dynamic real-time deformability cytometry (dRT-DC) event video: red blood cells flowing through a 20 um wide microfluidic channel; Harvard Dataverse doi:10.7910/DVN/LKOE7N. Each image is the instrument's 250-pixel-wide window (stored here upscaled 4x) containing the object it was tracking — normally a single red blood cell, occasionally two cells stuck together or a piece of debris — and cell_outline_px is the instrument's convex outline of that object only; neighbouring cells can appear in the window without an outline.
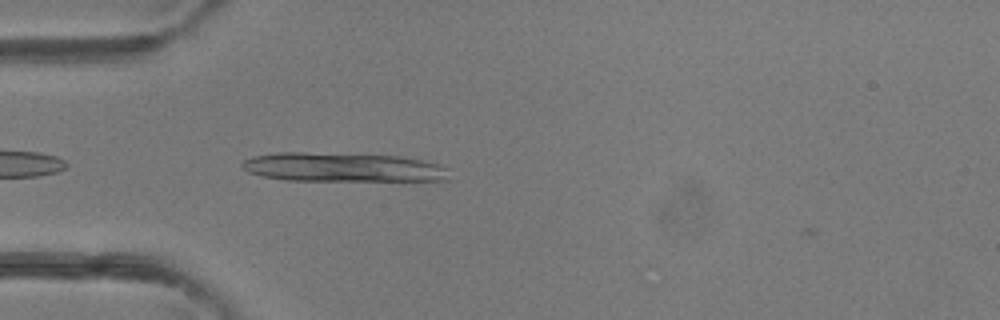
{"species": "common noctule bat (a hibernating species)", "species_latin": "Nyctalus noctula", "temperature_condition": "room temperature", "stored_images_in_passage": 3, "camera_frame_rate_fps": 3000, "um_per_image_px": 0.085, "animal": {"sex": "female"}, "frame": {"image": 1, "passage_image": 2, "time_ms": 0.333, "image_size_px": [1000, 320], "cell_outline_px": [[448, 180], [284, 180], [264, 176], [248, 172], [240, 164], [244, 160], [252, 156], [276, 152], [304, 152], [400, 156], [440, 164], [448, 168]], "centroid_in_image_um": [29.11, 14.21], "position_along_channel_um": 55.9, "area_um2": 34.91}}